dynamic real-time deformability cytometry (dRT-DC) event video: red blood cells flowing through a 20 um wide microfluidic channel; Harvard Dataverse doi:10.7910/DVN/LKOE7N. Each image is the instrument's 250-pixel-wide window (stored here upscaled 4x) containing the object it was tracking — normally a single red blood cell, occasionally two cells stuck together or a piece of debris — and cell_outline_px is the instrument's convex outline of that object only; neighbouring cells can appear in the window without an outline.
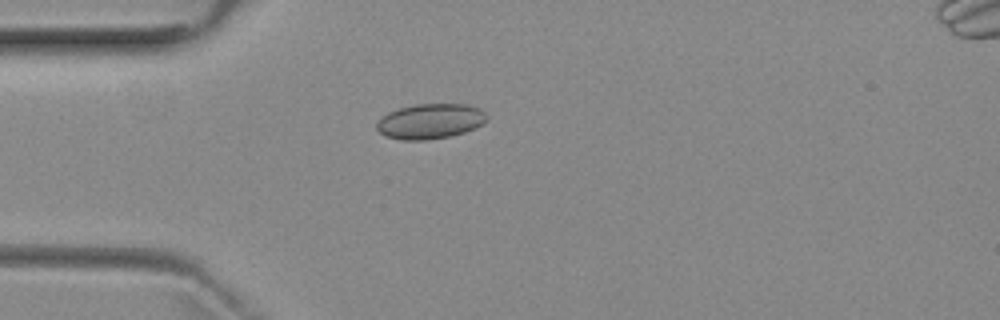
{"species": "common noctule bat (a hibernating species)", "species_latin": "Nyctalus noctula", "temperature_condition": "room temperature", "stored_images_in_passage": 1, "camera_frame_rate_fps": 3000, "um_per_image_px": 0.085, "animal": {"sex": "female", "body_mass_g": 29.2, "forearm_length_mm": 56.3}, "frame": {"image": 1, "passage_image": 1, "time_ms": 0.0, "image_size_px": [1000, 320], "cell_outline_px": [[488, 116], [476, 128], [464, 132], [448, 136], [428, 140], [400, 140], [384, 136], [376, 128], [376, 124], [388, 112], [400, 108], [416, 104], [468, 104], [480, 108]], "centroid_in_image_um": [36.56, 10.31], "position_along_channel_um": 48.4, "area_um2": 22.43}}